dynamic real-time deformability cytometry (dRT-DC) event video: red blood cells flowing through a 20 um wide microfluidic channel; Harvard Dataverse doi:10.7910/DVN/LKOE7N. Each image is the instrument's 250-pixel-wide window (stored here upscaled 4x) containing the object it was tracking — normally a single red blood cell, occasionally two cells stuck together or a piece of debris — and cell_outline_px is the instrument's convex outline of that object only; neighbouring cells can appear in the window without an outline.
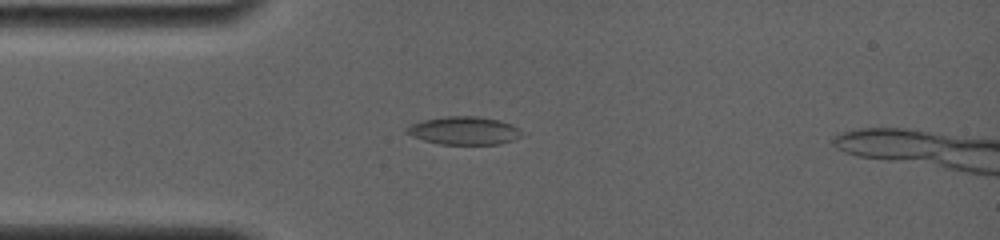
{"species": "common noctule bat (a hibernating species)", "species_latin": "Nyctalus noctula", "temperature_condition": "room temperature", "stored_images_in_passage": 75, "camera_frame_rate_fps": 4000, "um_per_image_px": 0.085, "animal": {"sex": "female", "body_mass_g": 19.0, "forearm_length_mm": 56.7}, "frame": {"image": 1, "passage_image": 18, "time_ms": 3.75, "image_size_px": [1000, 240], "cell_outline_px": [[520, 136], [512, 140], [500, 144], [440, 144], [424, 140], [412, 136], [404, 132], [404, 128], [412, 124], [424, 120], [444, 116], [476, 116], [500, 120], [512, 124], [516, 128]], "centroid_in_image_um": [39.38, 11.1], "position_along_channel_um": 45.6, "area_um2": 18.61}}
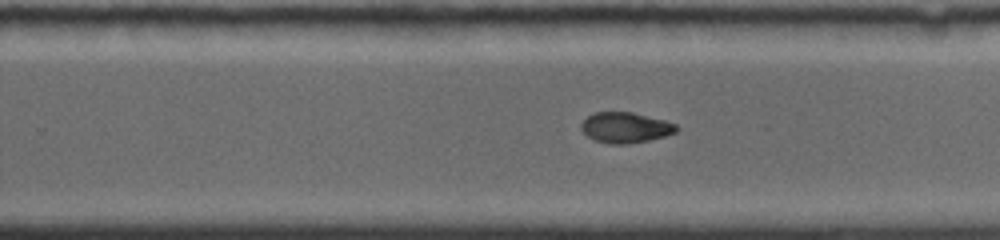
{"frame": {"image": 2, "passage_image": 48, "time_ms": 10.0, "image_size_px": [1000, 240], "cell_outline_px": [[680, 128], [676, 132], [664, 136], [648, 140], [628, 144], [612, 144], [592, 140], [580, 128], [580, 124], [592, 112], [632, 112], [664, 120], [676, 124]], "centroid_in_image_um": [53.15, 10.84], "position_along_channel_um": 276.7, "area_um2": 16.99}}
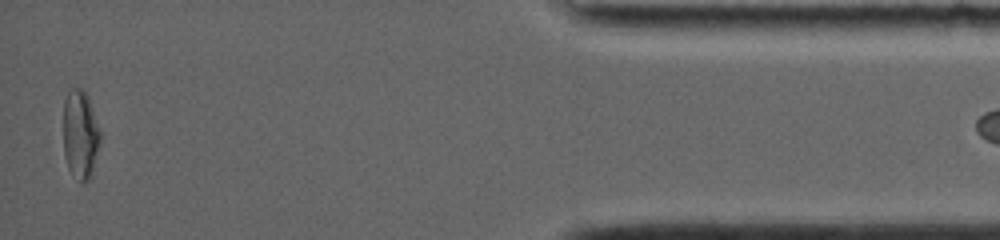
{"frame": {"image": 3, "passage_image": 74, "time_ms": 15.5, "image_size_px": [1000, 240], "cell_outline_px": [[100, 140], [92, 176], [88, 180], [80, 184], [68, 168], [64, 152], [64, 100], [68, 92], [72, 88], [80, 88], [84, 92], [88, 100], [100, 132]], "centroid_in_image_um": [6.81, 11.5], "position_along_channel_um": 428.4, "area_um2": 18.79}}